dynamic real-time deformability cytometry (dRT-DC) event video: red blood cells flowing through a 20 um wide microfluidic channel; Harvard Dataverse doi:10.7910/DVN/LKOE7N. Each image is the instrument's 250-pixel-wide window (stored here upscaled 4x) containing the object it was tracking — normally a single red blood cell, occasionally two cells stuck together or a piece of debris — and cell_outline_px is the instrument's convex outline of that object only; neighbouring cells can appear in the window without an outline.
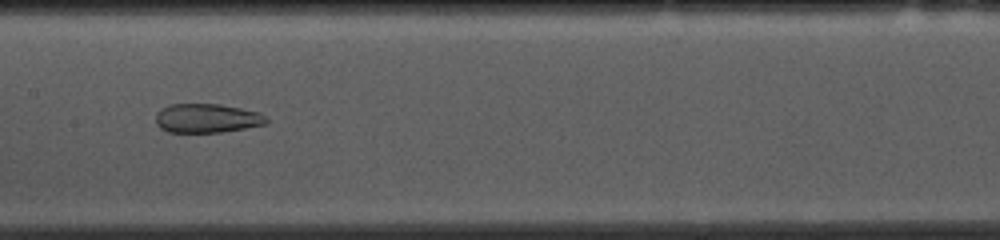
{"species": "common noctule bat (a hibernating species)", "species_latin": "Nyctalus noctula", "temperature_condition": "cold", "stored_images_in_passage": 53, "camera_frame_rate_fps": 3000, "um_per_image_px": 0.085, "animal": {"sex": "female", "body_mass_g": 10.0, "forearm_length_mm": 53.1}, "frame": {"image": 1, "passage_image": 25, "time_ms": 8.0, "image_size_px": [1000, 240], "cell_outline_px": [[268, 120], [264, 124], [244, 128], [220, 132], [168, 132], [160, 128], [156, 124], [156, 112], [160, 108], [168, 104], [220, 104], [260, 112], [268, 116]], "centroid_in_image_um": [17.56, 10.04], "position_along_channel_um": 189.8, "area_um2": 18.84}}
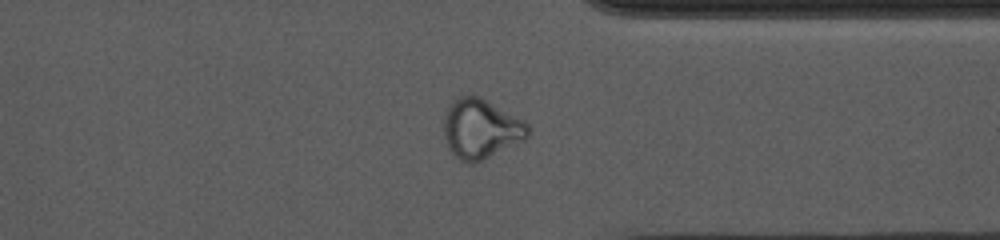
{"frame": {"image": 2, "passage_image": 40, "time_ms": 13.0, "image_size_px": [1000, 240], "cell_outline_px": [[528, 136], [524, 140], [476, 164], [472, 164], [460, 160], [448, 148], [444, 136], [444, 116], [448, 104], [456, 96], [480, 96], [524, 120], [528, 124]], "centroid_in_image_um": [40.85, 10.95], "position_along_channel_um": 370.5, "area_um2": 29.48}}
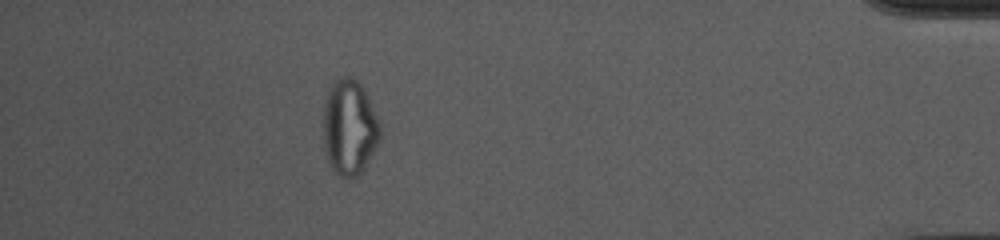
{"frame": {"image": 3, "passage_image": 47, "time_ms": 15.333, "image_size_px": [1000, 240], "cell_outline_px": [[380, 140], [364, 168], [356, 176], [348, 180], [340, 176], [328, 164], [320, 136], [324, 100], [328, 88], [336, 76], [352, 76], [364, 88], [372, 104], [380, 124]], "centroid_in_image_um": [29.63, 10.8], "position_along_channel_um": 405.6, "area_um2": 32.83}, "authors_computed_cell_mechanics": {"area_um2": 26.877, "velocity_mm_per_s": 3.6977, "shape_relaxation_time_tau1_ms": null, "shape_relaxation_time_tau2_ms": 1.9987, "deformation_change_tau1": null, "deformation_change_tau2": 0.0712}}